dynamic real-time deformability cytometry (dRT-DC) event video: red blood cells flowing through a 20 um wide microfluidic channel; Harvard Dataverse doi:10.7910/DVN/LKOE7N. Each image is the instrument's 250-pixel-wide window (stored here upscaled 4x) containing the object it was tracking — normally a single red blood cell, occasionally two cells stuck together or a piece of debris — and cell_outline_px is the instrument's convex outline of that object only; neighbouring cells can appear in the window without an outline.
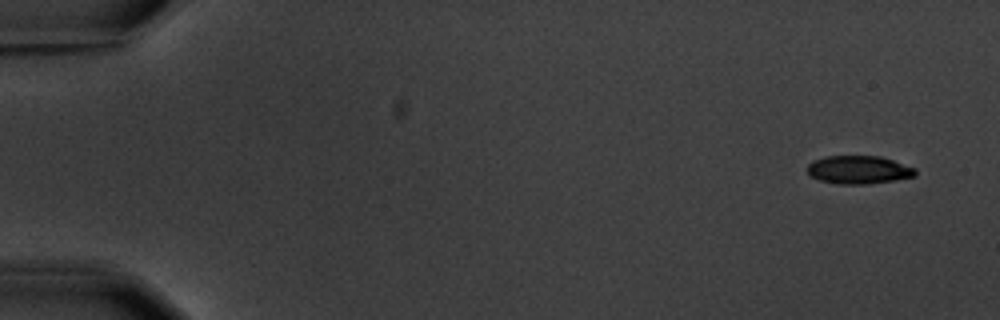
{"species": "common noctule bat (a hibernating species)", "species_latin": "Nyctalus noctula", "temperature_condition": "warm", "stored_images_in_passage": 10, "camera_frame_rate_fps": 3000, "um_per_image_px": 0.085, "animal": {"sex": "male", "body_mass_g": 20.1, "forearm_length_mm": 53.5}, "frame": {"image": 1, "passage_image": 1, "time_ms": 0.0, "image_size_px": [1000, 320], "cell_outline_px": [[916, 176], [868, 184], [836, 184], [820, 180], [812, 176], [808, 172], [808, 164], [812, 160], [824, 156], [880, 156], [916, 168]], "centroid_in_image_um": [72.97, 14.42], "position_along_channel_um": 12.0, "area_um2": 17.69}}
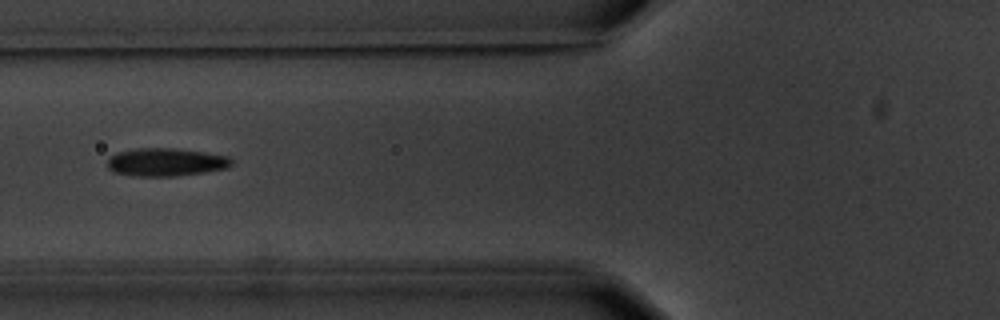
{"frame": {"image": 2, "passage_image": 6, "time_ms": 6.667, "image_size_px": [1000, 320], "cell_outline_px": [[232, 164], [228, 168], [204, 172], [176, 176], [132, 176], [112, 172], [108, 168], [108, 160], [116, 152], [136, 148], [172, 148], [204, 152], [228, 156], [232, 160]], "centroid_in_image_um": [14.08, 13.78], "position_along_channel_um": 111.7, "area_um2": 20.35}}